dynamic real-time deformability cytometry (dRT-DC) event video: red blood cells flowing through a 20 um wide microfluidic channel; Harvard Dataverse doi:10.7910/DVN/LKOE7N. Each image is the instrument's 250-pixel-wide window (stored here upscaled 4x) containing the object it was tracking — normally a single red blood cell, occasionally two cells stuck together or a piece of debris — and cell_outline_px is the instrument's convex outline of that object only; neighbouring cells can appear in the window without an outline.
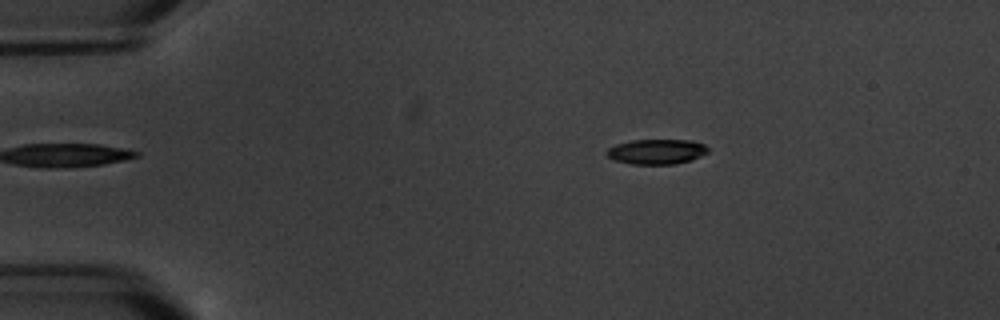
{"species": "common noctule bat (a hibernating species)", "species_latin": "Nyctalus noctula", "temperature_condition": "warm", "stored_images_in_passage": 6, "camera_frame_rate_fps": 3000, "um_per_image_px": 0.085, "animal": {"sex": "male", "body_mass_g": 20.1, "forearm_length_mm": 53.5}, "frame": {"image": 1, "passage_image": 4, "time_ms": 3.333, "image_size_px": [1000, 320], "cell_outline_px": [[708, 152], [692, 160], [676, 164], [632, 164], [616, 160], [608, 156], [604, 152], [608, 148], [616, 144], [632, 140], [692, 140], [704, 144], [708, 148]], "centroid_in_image_um": [55.82, 12.88], "position_along_channel_um": 29.2, "area_um2": 14.8}}